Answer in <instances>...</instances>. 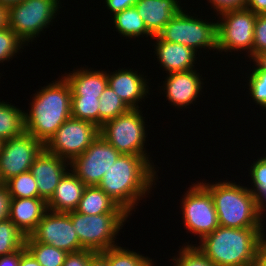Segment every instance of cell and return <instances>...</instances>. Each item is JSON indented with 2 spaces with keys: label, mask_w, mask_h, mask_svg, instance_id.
Wrapping results in <instances>:
<instances>
[{
  "label": "cell",
  "mask_w": 266,
  "mask_h": 266,
  "mask_svg": "<svg viewBox=\"0 0 266 266\" xmlns=\"http://www.w3.org/2000/svg\"><path fill=\"white\" fill-rule=\"evenodd\" d=\"M155 166L144 156L121 154L98 187L131 216L140 200L147 198L152 186L157 185L159 169Z\"/></svg>",
  "instance_id": "obj_1"
},
{
  "label": "cell",
  "mask_w": 266,
  "mask_h": 266,
  "mask_svg": "<svg viewBox=\"0 0 266 266\" xmlns=\"http://www.w3.org/2000/svg\"><path fill=\"white\" fill-rule=\"evenodd\" d=\"M33 94L30 110L24 112L25 132L44 145L71 117L72 90L62 75Z\"/></svg>",
  "instance_id": "obj_2"
},
{
  "label": "cell",
  "mask_w": 266,
  "mask_h": 266,
  "mask_svg": "<svg viewBox=\"0 0 266 266\" xmlns=\"http://www.w3.org/2000/svg\"><path fill=\"white\" fill-rule=\"evenodd\" d=\"M264 229L219 226L195 246L216 266H255L257 247Z\"/></svg>",
  "instance_id": "obj_3"
},
{
  "label": "cell",
  "mask_w": 266,
  "mask_h": 266,
  "mask_svg": "<svg viewBox=\"0 0 266 266\" xmlns=\"http://www.w3.org/2000/svg\"><path fill=\"white\" fill-rule=\"evenodd\" d=\"M227 180L215 183L204 180L201 182L213 197L219 226L263 228L265 216L259 211L253 193L248 187Z\"/></svg>",
  "instance_id": "obj_4"
},
{
  "label": "cell",
  "mask_w": 266,
  "mask_h": 266,
  "mask_svg": "<svg viewBox=\"0 0 266 266\" xmlns=\"http://www.w3.org/2000/svg\"><path fill=\"white\" fill-rule=\"evenodd\" d=\"M142 112L141 109H130L115 119L106 121L99 128V134L120 154L144 156L154 165L145 148L148 128Z\"/></svg>",
  "instance_id": "obj_5"
},
{
  "label": "cell",
  "mask_w": 266,
  "mask_h": 266,
  "mask_svg": "<svg viewBox=\"0 0 266 266\" xmlns=\"http://www.w3.org/2000/svg\"><path fill=\"white\" fill-rule=\"evenodd\" d=\"M183 8L172 17L157 36L167 42L179 43L192 48L195 52L201 49H214L217 52V22H210L186 13ZM198 49H200L198 51Z\"/></svg>",
  "instance_id": "obj_6"
},
{
  "label": "cell",
  "mask_w": 266,
  "mask_h": 266,
  "mask_svg": "<svg viewBox=\"0 0 266 266\" xmlns=\"http://www.w3.org/2000/svg\"><path fill=\"white\" fill-rule=\"evenodd\" d=\"M60 5V0H23L8 7V27L29 46L53 24L60 14Z\"/></svg>",
  "instance_id": "obj_7"
},
{
  "label": "cell",
  "mask_w": 266,
  "mask_h": 266,
  "mask_svg": "<svg viewBox=\"0 0 266 266\" xmlns=\"http://www.w3.org/2000/svg\"><path fill=\"white\" fill-rule=\"evenodd\" d=\"M130 214L86 215L69 212L79 242L84 249L103 252L117 246L116 237Z\"/></svg>",
  "instance_id": "obj_8"
},
{
  "label": "cell",
  "mask_w": 266,
  "mask_h": 266,
  "mask_svg": "<svg viewBox=\"0 0 266 266\" xmlns=\"http://www.w3.org/2000/svg\"><path fill=\"white\" fill-rule=\"evenodd\" d=\"M217 20V51L241 52L246 51L252 60L254 42V27L257 14L247 8L228 10L218 14Z\"/></svg>",
  "instance_id": "obj_9"
},
{
  "label": "cell",
  "mask_w": 266,
  "mask_h": 266,
  "mask_svg": "<svg viewBox=\"0 0 266 266\" xmlns=\"http://www.w3.org/2000/svg\"><path fill=\"white\" fill-rule=\"evenodd\" d=\"M182 195V224L185 230L199 237V241L219 227L218 215L210 191L196 181Z\"/></svg>",
  "instance_id": "obj_10"
},
{
  "label": "cell",
  "mask_w": 266,
  "mask_h": 266,
  "mask_svg": "<svg viewBox=\"0 0 266 266\" xmlns=\"http://www.w3.org/2000/svg\"><path fill=\"white\" fill-rule=\"evenodd\" d=\"M99 135V127L89 121L68 118L44 145L45 149L71 162Z\"/></svg>",
  "instance_id": "obj_11"
},
{
  "label": "cell",
  "mask_w": 266,
  "mask_h": 266,
  "mask_svg": "<svg viewBox=\"0 0 266 266\" xmlns=\"http://www.w3.org/2000/svg\"><path fill=\"white\" fill-rule=\"evenodd\" d=\"M121 154L102 135L70 162L71 171L86 185L98 186L103 175Z\"/></svg>",
  "instance_id": "obj_12"
},
{
  "label": "cell",
  "mask_w": 266,
  "mask_h": 266,
  "mask_svg": "<svg viewBox=\"0 0 266 266\" xmlns=\"http://www.w3.org/2000/svg\"><path fill=\"white\" fill-rule=\"evenodd\" d=\"M44 148L42 142L27 132L3 141L0 147V177L3 183L29 171Z\"/></svg>",
  "instance_id": "obj_13"
},
{
  "label": "cell",
  "mask_w": 266,
  "mask_h": 266,
  "mask_svg": "<svg viewBox=\"0 0 266 266\" xmlns=\"http://www.w3.org/2000/svg\"><path fill=\"white\" fill-rule=\"evenodd\" d=\"M68 213L47 210L29 237L57 249L73 253L83 250Z\"/></svg>",
  "instance_id": "obj_14"
},
{
  "label": "cell",
  "mask_w": 266,
  "mask_h": 266,
  "mask_svg": "<svg viewBox=\"0 0 266 266\" xmlns=\"http://www.w3.org/2000/svg\"><path fill=\"white\" fill-rule=\"evenodd\" d=\"M196 69L187 72L169 73L160 87L165 93L169 103L177 109H184L191 104H195L200 97L204 87V80ZM203 80V81H202Z\"/></svg>",
  "instance_id": "obj_15"
},
{
  "label": "cell",
  "mask_w": 266,
  "mask_h": 266,
  "mask_svg": "<svg viewBox=\"0 0 266 266\" xmlns=\"http://www.w3.org/2000/svg\"><path fill=\"white\" fill-rule=\"evenodd\" d=\"M68 167L70 162L43 149L29 170L37 182L38 198L47 202L52 197Z\"/></svg>",
  "instance_id": "obj_16"
},
{
  "label": "cell",
  "mask_w": 266,
  "mask_h": 266,
  "mask_svg": "<svg viewBox=\"0 0 266 266\" xmlns=\"http://www.w3.org/2000/svg\"><path fill=\"white\" fill-rule=\"evenodd\" d=\"M116 71V72H115ZM113 72H107L108 85L124 101L130 109H139L140 104L150 92L149 79L144 73L122 67ZM139 72V73H138Z\"/></svg>",
  "instance_id": "obj_17"
},
{
  "label": "cell",
  "mask_w": 266,
  "mask_h": 266,
  "mask_svg": "<svg viewBox=\"0 0 266 266\" xmlns=\"http://www.w3.org/2000/svg\"><path fill=\"white\" fill-rule=\"evenodd\" d=\"M159 68H164L167 74L174 72H187L195 68L199 55L192 48L179 43L161 40L157 35L152 39Z\"/></svg>",
  "instance_id": "obj_18"
},
{
  "label": "cell",
  "mask_w": 266,
  "mask_h": 266,
  "mask_svg": "<svg viewBox=\"0 0 266 266\" xmlns=\"http://www.w3.org/2000/svg\"><path fill=\"white\" fill-rule=\"evenodd\" d=\"M47 210V202L42 198H10L8 218L25 236H29Z\"/></svg>",
  "instance_id": "obj_19"
},
{
  "label": "cell",
  "mask_w": 266,
  "mask_h": 266,
  "mask_svg": "<svg viewBox=\"0 0 266 266\" xmlns=\"http://www.w3.org/2000/svg\"><path fill=\"white\" fill-rule=\"evenodd\" d=\"M181 6V0H137L135 4L147 30L153 36L183 8Z\"/></svg>",
  "instance_id": "obj_20"
},
{
  "label": "cell",
  "mask_w": 266,
  "mask_h": 266,
  "mask_svg": "<svg viewBox=\"0 0 266 266\" xmlns=\"http://www.w3.org/2000/svg\"><path fill=\"white\" fill-rule=\"evenodd\" d=\"M80 67L63 75L69 82L72 98H100L108 85L107 71Z\"/></svg>",
  "instance_id": "obj_21"
},
{
  "label": "cell",
  "mask_w": 266,
  "mask_h": 266,
  "mask_svg": "<svg viewBox=\"0 0 266 266\" xmlns=\"http://www.w3.org/2000/svg\"><path fill=\"white\" fill-rule=\"evenodd\" d=\"M85 187L86 185L69 168L47 201V209L64 213L75 211Z\"/></svg>",
  "instance_id": "obj_22"
},
{
  "label": "cell",
  "mask_w": 266,
  "mask_h": 266,
  "mask_svg": "<svg viewBox=\"0 0 266 266\" xmlns=\"http://www.w3.org/2000/svg\"><path fill=\"white\" fill-rule=\"evenodd\" d=\"M80 214H128L98 186H86L75 210Z\"/></svg>",
  "instance_id": "obj_23"
},
{
  "label": "cell",
  "mask_w": 266,
  "mask_h": 266,
  "mask_svg": "<svg viewBox=\"0 0 266 266\" xmlns=\"http://www.w3.org/2000/svg\"><path fill=\"white\" fill-rule=\"evenodd\" d=\"M25 110L0 100V141L18 137L25 132Z\"/></svg>",
  "instance_id": "obj_24"
},
{
  "label": "cell",
  "mask_w": 266,
  "mask_h": 266,
  "mask_svg": "<svg viewBox=\"0 0 266 266\" xmlns=\"http://www.w3.org/2000/svg\"><path fill=\"white\" fill-rule=\"evenodd\" d=\"M113 25L115 26L116 32L120 33V36L126 38H142L145 36L152 39L154 36L147 30L143 19L138 13L137 8L131 7L127 8L121 12H118L113 15L112 18ZM144 35V36H143Z\"/></svg>",
  "instance_id": "obj_25"
},
{
  "label": "cell",
  "mask_w": 266,
  "mask_h": 266,
  "mask_svg": "<svg viewBox=\"0 0 266 266\" xmlns=\"http://www.w3.org/2000/svg\"><path fill=\"white\" fill-rule=\"evenodd\" d=\"M100 253L108 260L109 266H156L154 259L118 245Z\"/></svg>",
  "instance_id": "obj_26"
},
{
  "label": "cell",
  "mask_w": 266,
  "mask_h": 266,
  "mask_svg": "<svg viewBox=\"0 0 266 266\" xmlns=\"http://www.w3.org/2000/svg\"><path fill=\"white\" fill-rule=\"evenodd\" d=\"M25 246L41 266H63L68 254L54 246L35 242L29 236H26Z\"/></svg>",
  "instance_id": "obj_27"
},
{
  "label": "cell",
  "mask_w": 266,
  "mask_h": 266,
  "mask_svg": "<svg viewBox=\"0 0 266 266\" xmlns=\"http://www.w3.org/2000/svg\"><path fill=\"white\" fill-rule=\"evenodd\" d=\"M99 128L111 119H115L121 114L126 113L130 108L124 101L107 85L99 98Z\"/></svg>",
  "instance_id": "obj_28"
},
{
  "label": "cell",
  "mask_w": 266,
  "mask_h": 266,
  "mask_svg": "<svg viewBox=\"0 0 266 266\" xmlns=\"http://www.w3.org/2000/svg\"><path fill=\"white\" fill-rule=\"evenodd\" d=\"M249 168L253 187H248V189L255 196L259 211L264 214L266 211V158L264 154L257 160L255 159L253 163L251 162Z\"/></svg>",
  "instance_id": "obj_29"
},
{
  "label": "cell",
  "mask_w": 266,
  "mask_h": 266,
  "mask_svg": "<svg viewBox=\"0 0 266 266\" xmlns=\"http://www.w3.org/2000/svg\"><path fill=\"white\" fill-rule=\"evenodd\" d=\"M26 236L7 218L0 222V256L25 246Z\"/></svg>",
  "instance_id": "obj_30"
},
{
  "label": "cell",
  "mask_w": 266,
  "mask_h": 266,
  "mask_svg": "<svg viewBox=\"0 0 266 266\" xmlns=\"http://www.w3.org/2000/svg\"><path fill=\"white\" fill-rule=\"evenodd\" d=\"M36 183L33 175L27 171L10 178L4 184L10 198H34L38 197Z\"/></svg>",
  "instance_id": "obj_31"
},
{
  "label": "cell",
  "mask_w": 266,
  "mask_h": 266,
  "mask_svg": "<svg viewBox=\"0 0 266 266\" xmlns=\"http://www.w3.org/2000/svg\"><path fill=\"white\" fill-rule=\"evenodd\" d=\"M99 98H72L71 117L89 121L99 127Z\"/></svg>",
  "instance_id": "obj_32"
},
{
  "label": "cell",
  "mask_w": 266,
  "mask_h": 266,
  "mask_svg": "<svg viewBox=\"0 0 266 266\" xmlns=\"http://www.w3.org/2000/svg\"><path fill=\"white\" fill-rule=\"evenodd\" d=\"M248 74L247 85L249 96L259 108L266 109V70H260L255 64ZM261 106V107H260ZM266 111V110H265Z\"/></svg>",
  "instance_id": "obj_33"
},
{
  "label": "cell",
  "mask_w": 266,
  "mask_h": 266,
  "mask_svg": "<svg viewBox=\"0 0 266 266\" xmlns=\"http://www.w3.org/2000/svg\"><path fill=\"white\" fill-rule=\"evenodd\" d=\"M25 46V42L10 27L0 29V63L9 62Z\"/></svg>",
  "instance_id": "obj_34"
},
{
  "label": "cell",
  "mask_w": 266,
  "mask_h": 266,
  "mask_svg": "<svg viewBox=\"0 0 266 266\" xmlns=\"http://www.w3.org/2000/svg\"><path fill=\"white\" fill-rule=\"evenodd\" d=\"M185 243L174 255L183 266H216L195 244Z\"/></svg>",
  "instance_id": "obj_35"
},
{
  "label": "cell",
  "mask_w": 266,
  "mask_h": 266,
  "mask_svg": "<svg viewBox=\"0 0 266 266\" xmlns=\"http://www.w3.org/2000/svg\"><path fill=\"white\" fill-rule=\"evenodd\" d=\"M253 35L252 59L266 51V14L257 15Z\"/></svg>",
  "instance_id": "obj_36"
},
{
  "label": "cell",
  "mask_w": 266,
  "mask_h": 266,
  "mask_svg": "<svg viewBox=\"0 0 266 266\" xmlns=\"http://www.w3.org/2000/svg\"><path fill=\"white\" fill-rule=\"evenodd\" d=\"M208 4L212 6L216 12V16L218 14L228 11L245 8L247 0H207Z\"/></svg>",
  "instance_id": "obj_37"
},
{
  "label": "cell",
  "mask_w": 266,
  "mask_h": 266,
  "mask_svg": "<svg viewBox=\"0 0 266 266\" xmlns=\"http://www.w3.org/2000/svg\"><path fill=\"white\" fill-rule=\"evenodd\" d=\"M94 251L83 249L78 252L68 253L63 266H88Z\"/></svg>",
  "instance_id": "obj_38"
},
{
  "label": "cell",
  "mask_w": 266,
  "mask_h": 266,
  "mask_svg": "<svg viewBox=\"0 0 266 266\" xmlns=\"http://www.w3.org/2000/svg\"><path fill=\"white\" fill-rule=\"evenodd\" d=\"M105 7L110 11V15H114L127 8L134 7L137 0H105Z\"/></svg>",
  "instance_id": "obj_39"
},
{
  "label": "cell",
  "mask_w": 266,
  "mask_h": 266,
  "mask_svg": "<svg viewBox=\"0 0 266 266\" xmlns=\"http://www.w3.org/2000/svg\"><path fill=\"white\" fill-rule=\"evenodd\" d=\"M9 201L10 196L8 194L5 184H3L0 186V222L8 218Z\"/></svg>",
  "instance_id": "obj_40"
},
{
  "label": "cell",
  "mask_w": 266,
  "mask_h": 266,
  "mask_svg": "<svg viewBox=\"0 0 266 266\" xmlns=\"http://www.w3.org/2000/svg\"><path fill=\"white\" fill-rule=\"evenodd\" d=\"M21 260V249L0 256V266H19Z\"/></svg>",
  "instance_id": "obj_41"
},
{
  "label": "cell",
  "mask_w": 266,
  "mask_h": 266,
  "mask_svg": "<svg viewBox=\"0 0 266 266\" xmlns=\"http://www.w3.org/2000/svg\"><path fill=\"white\" fill-rule=\"evenodd\" d=\"M266 266V234L264 233L258 243L256 265Z\"/></svg>",
  "instance_id": "obj_42"
},
{
  "label": "cell",
  "mask_w": 266,
  "mask_h": 266,
  "mask_svg": "<svg viewBox=\"0 0 266 266\" xmlns=\"http://www.w3.org/2000/svg\"><path fill=\"white\" fill-rule=\"evenodd\" d=\"M245 8L255 14H266V0H247Z\"/></svg>",
  "instance_id": "obj_43"
},
{
  "label": "cell",
  "mask_w": 266,
  "mask_h": 266,
  "mask_svg": "<svg viewBox=\"0 0 266 266\" xmlns=\"http://www.w3.org/2000/svg\"><path fill=\"white\" fill-rule=\"evenodd\" d=\"M19 266H41L35 257L26 249V246L21 248V260Z\"/></svg>",
  "instance_id": "obj_44"
},
{
  "label": "cell",
  "mask_w": 266,
  "mask_h": 266,
  "mask_svg": "<svg viewBox=\"0 0 266 266\" xmlns=\"http://www.w3.org/2000/svg\"><path fill=\"white\" fill-rule=\"evenodd\" d=\"M88 266H109V265H108V260L100 252H95L90 257Z\"/></svg>",
  "instance_id": "obj_45"
},
{
  "label": "cell",
  "mask_w": 266,
  "mask_h": 266,
  "mask_svg": "<svg viewBox=\"0 0 266 266\" xmlns=\"http://www.w3.org/2000/svg\"><path fill=\"white\" fill-rule=\"evenodd\" d=\"M260 70H266V51L256 55L252 60Z\"/></svg>",
  "instance_id": "obj_46"
},
{
  "label": "cell",
  "mask_w": 266,
  "mask_h": 266,
  "mask_svg": "<svg viewBox=\"0 0 266 266\" xmlns=\"http://www.w3.org/2000/svg\"><path fill=\"white\" fill-rule=\"evenodd\" d=\"M8 8L0 4V29L8 26Z\"/></svg>",
  "instance_id": "obj_47"
},
{
  "label": "cell",
  "mask_w": 266,
  "mask_h": 266,
  "mask_svg": "<svg viewBox=\"0 0 266 266\" xmlns=\"http://www.w3.org/2000/svg\"><path fill=\"white\" fill-rule=\"evenodd\" d=\"M23 0H0V4L4 5L5 7H10L14 4H18L20 2H22Z\"/></svg>",
  "instance_id": "obj_48"
},
{
  "label": "cell",
  "mask_w": 266,
  "mask_h": 266,
  "mask_svg": "<svg viewBox=\"0 0 266 266\" xmlns=\"http://www.w3.org/2000/svg\"><path fill=\"white\" fill-rule=\"evenodd\" d=\"M173 260L174 263H172L174 266H183L175 257H173L171 259V261Z\"/></svg>",
  "instance_id": "obj_49"
},
{
  "label": "cell",
  "mask_w": 266,
  "mask_h": 266,
  "mask_svg": "<svg viewBox=\"0 0 266 266\" xmlns=\"http://www.w3.org/2000/svg\"><path fill=\"white\" fill-rule=\"evenodd\" d=\"M4 183H3V181H2V179H1V177H0V186L1 185H3Z\"/></svg>",
  "instance_id": "obj_50"
}]
</instances>
